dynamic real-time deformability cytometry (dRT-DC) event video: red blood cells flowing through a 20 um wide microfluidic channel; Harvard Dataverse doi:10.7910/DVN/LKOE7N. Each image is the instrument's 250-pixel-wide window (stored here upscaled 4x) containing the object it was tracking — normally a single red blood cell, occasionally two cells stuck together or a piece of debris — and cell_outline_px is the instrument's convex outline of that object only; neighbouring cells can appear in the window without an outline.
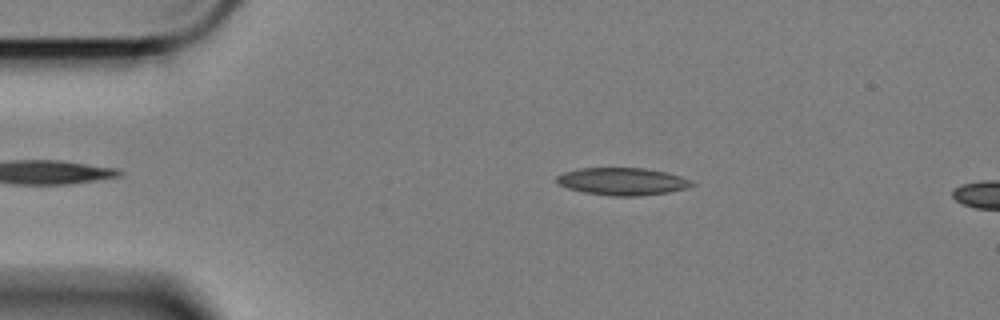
{"species": "Egyptian fruit bat (a non-hibernating species)", "species_latin": "Rousettus aegyptiacus", "temperature_condition": "cold", "stored_images_in_passage": 45, "camera_frame_rate_fps": 3000, "um_per_image_px": 0.085, "animal": {"sex": "female"}, "frame": {"image": 1, "passage_image": 5, "time_ms": 1.333, "image_size_px": [1000, 320], "cell_outline_px": [[696, 184], [688, 188], [668, 192], [640, 196], [612, 196], [584, 192], [568, 188], [556, 184], [556, 176], [564, 172], [580, 168], [644, 168], [664, 172], [680, 176], [692, 180]], "centroid_in_image_um": [52.9, 15.42], "position_along_channel_um": 32.1, "area_um2": 21.68}}
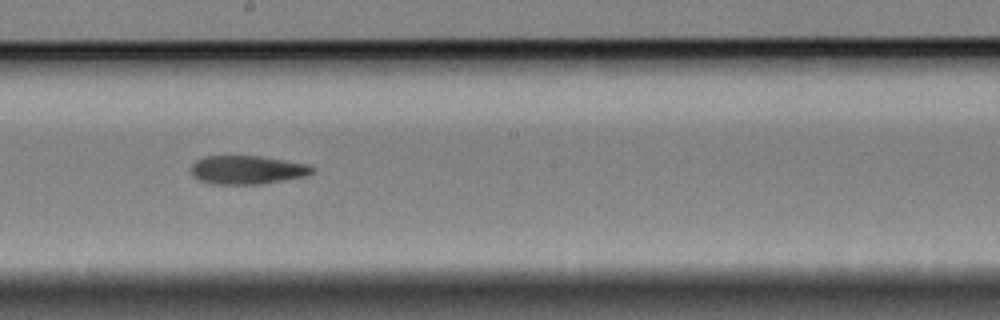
{"frame": {"image": 2, "passage_image": 26, "time_ms": 8.333, "image_size_px": [1000, 320], "cell_outline_px": [[316, 168], [312, 172], [304, 176], [264, 184], [212, 184], [200, 180], [192, 176], [192, 164], [196, 160], [204, 156], [260, 156], [308, 164]], "centroid_in_image_um": [21.01, 14.44], "position_along_channel_um": 227.2, "area_um2": 20.17}}
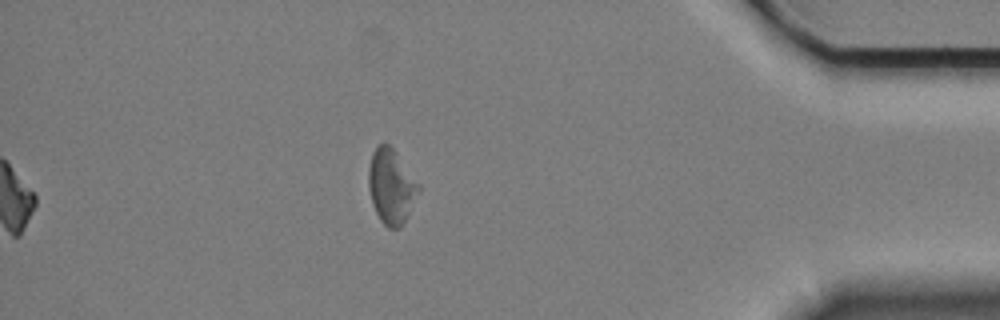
{"frame": {"image": 3, "passage_image": 45, "time_ms": 14.667, "image_size_px": [1000, 320], "cell_outline_px": [[420, 192], [408, 216], [400, 228], [388, 228], [380, 220], [372, 204], [368, 188], [368, 168], [372, 152], [380, 144], [388, 144], [396, 152], [420, 184]], "centroid_in_image_um": [33.26, 15.86], "position_along_channel_um": 401.9, "area_um2": 21.96}, "authors_computed_cell_mechanics": {"area_um2": 21.2126, "velocity_mm_per_s": 3.3872, "shape_relaxation_time_tau1_ms": 8.3309, "shape_relaxation_time_tau2_ms": 8.6068, "deformation_change_tau1": 0.1651, "deformation_change_tau2": 0.1647}}